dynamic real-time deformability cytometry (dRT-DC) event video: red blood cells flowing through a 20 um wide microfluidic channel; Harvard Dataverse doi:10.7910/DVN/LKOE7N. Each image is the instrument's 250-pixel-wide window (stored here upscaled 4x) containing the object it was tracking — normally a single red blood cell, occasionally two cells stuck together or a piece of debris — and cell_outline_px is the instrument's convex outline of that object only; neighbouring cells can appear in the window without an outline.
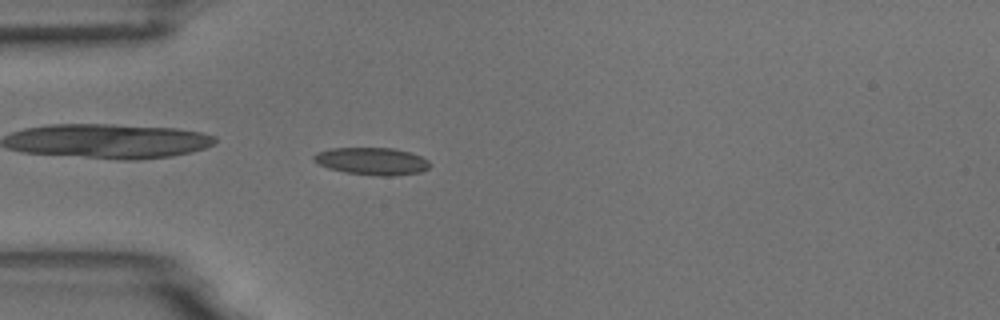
{"species": "common noctule bat (a hibernating species)", "species_latin": "Nyctalus noctula", "temperature_condition": "room temperature", "stored_images_in_passage": 4, "camera_frame_rate_fps": 3000, "um_per_image_px": 0.085, "animal": {"sex": "male", "body_mass_g": 18.8}, "frame": {"image": 1, "passage_image": 4, "time_ms": 1.0, "image_size_px": [1000, 320], "cell_outline_px": [[432, 164], [428, 168], [420, 172], [392, 176], [380, 176], [344, 172], [328, 168], [312, 160], [312, 156], [316, 152], [332, 148], [392, 148], [408, 152], [420, 156], [428, 160]], "centroid_in_image_um": [31.6, 13.7], "position_along_channel_um": 53.4, "area_um2": 18.5}}